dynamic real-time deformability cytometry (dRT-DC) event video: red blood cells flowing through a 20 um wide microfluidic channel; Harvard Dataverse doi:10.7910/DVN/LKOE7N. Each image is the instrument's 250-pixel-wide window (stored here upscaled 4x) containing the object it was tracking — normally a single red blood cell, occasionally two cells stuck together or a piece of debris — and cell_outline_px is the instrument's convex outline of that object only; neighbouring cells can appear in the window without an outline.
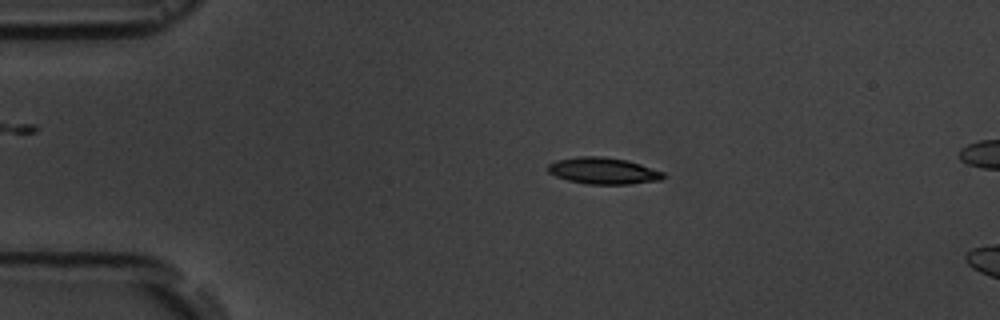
{"species": "common noctule bat (a hibernating species)", "species_latin": "Nyctalus noctula", "temperature_condition": "room temperature", "stored_images_in_passage": 4, "camera_frame_rate_fps": 3000, "um_per_image_px": 0.085, "animal": {"sex": "male", "body_mass_g": 19.5, "forearm_length_mm": 54.6}, "frame": {"image": 1, "passage_image": 3, "time_ms": 2.0, "image_size_px": [1000, 320], "cell_outline_px": [[664, 176], [660, 180], [628, 184], [588, 184], [568, 180], [556, 176], [548, 172], [548, 164], [556, 160], [580, 156], [604, 156], [628, 160], [664, 172]], "centroid_in_image_um": [51.27, 14.51], "position_along_channel_um": 33.7, "area_um2": 17.8}}